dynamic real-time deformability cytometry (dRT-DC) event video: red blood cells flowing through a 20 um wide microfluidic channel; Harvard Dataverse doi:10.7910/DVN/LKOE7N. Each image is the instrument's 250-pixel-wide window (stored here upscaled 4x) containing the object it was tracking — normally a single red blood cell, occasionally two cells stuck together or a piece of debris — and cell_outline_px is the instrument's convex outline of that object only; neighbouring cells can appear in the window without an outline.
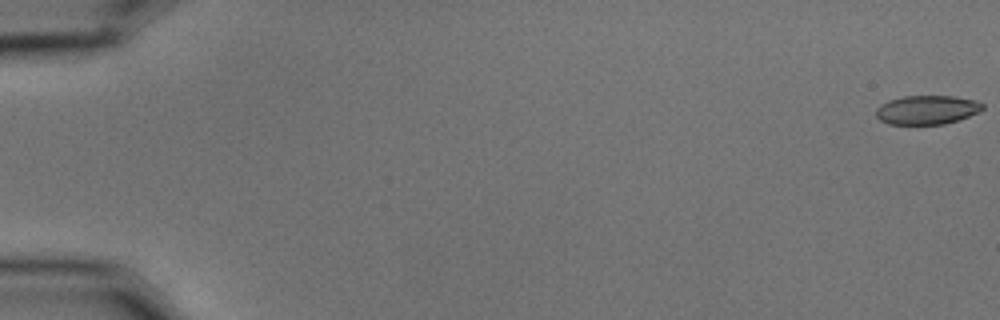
{"species": "common noctule bat (a hibernating species)", "species_latin": "Nyctalus noctula", "temperature_condition": "cold", "stored_images_in_passage": 45, "camera_frame_rate_fps": 3000, "um_per_image_px": 0.085, "animal": {"sex": "male", "body_mass_g": 15.6}, "frame": {"image": 1, "passage_image": 1, "time_ms": 0.0, "image_size_px": [1000, 320], "cell_outline_px": [[984, 108], [960, 120], [944, 124], [888, 124], [880, 120], [876, 116], [876, 108], [880, 104], [888, 100], [900, 96], [952, 96], [976, 100], [984, 104]], "centroid_in_image_um": [78.76, 9.33], "position_along_channel_um": 6.2, "area_um2": 18.09}}
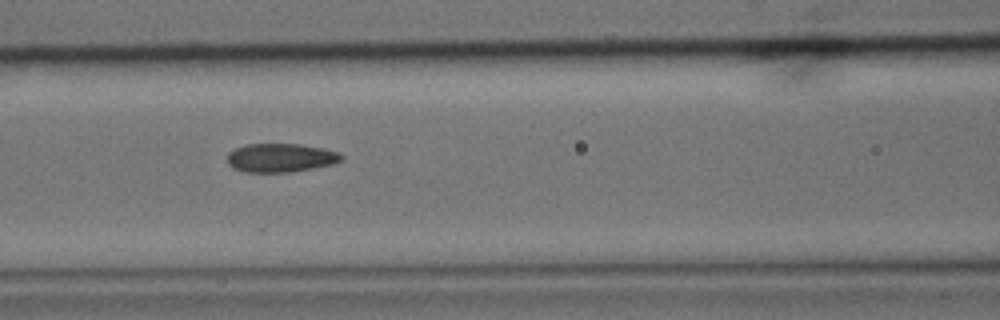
{"frame": {"image": 2, "passage_image": 26, "time_ms": 8.333, "image_size_px": [1000, 320], "cell_outline_px": [[344, 160], [336, 164], [292, 172], [244, 172], [232, 168], [228, 164], [228, 152], [244, 144], [300, 144], [324, 148], [340, 152], [344, 156]], "centroid_in_image_um": [23.91, 13.41], "position_along_channel_um": 142.7, "area_um2": 19.48}}
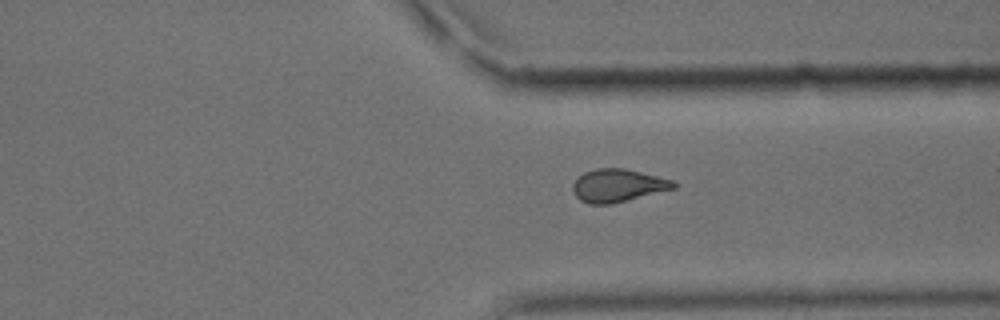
{"frame": {"image": 3, "passage_image": 44, "time_ms": 14.333, "image_size_px": [1000, 320], "cell_outline_px": [[676, 188], [612, 204], [588, 204], [580, 200], [576, 196], [572, 188], [572, 184], [584, 172], [596, 168], [624, 168], [672, 180], [676, 184]], "centroid_in_image_um": [52.5, 15.77], "position_along_channel_um": 358.9, "area_um2": 19.19}}